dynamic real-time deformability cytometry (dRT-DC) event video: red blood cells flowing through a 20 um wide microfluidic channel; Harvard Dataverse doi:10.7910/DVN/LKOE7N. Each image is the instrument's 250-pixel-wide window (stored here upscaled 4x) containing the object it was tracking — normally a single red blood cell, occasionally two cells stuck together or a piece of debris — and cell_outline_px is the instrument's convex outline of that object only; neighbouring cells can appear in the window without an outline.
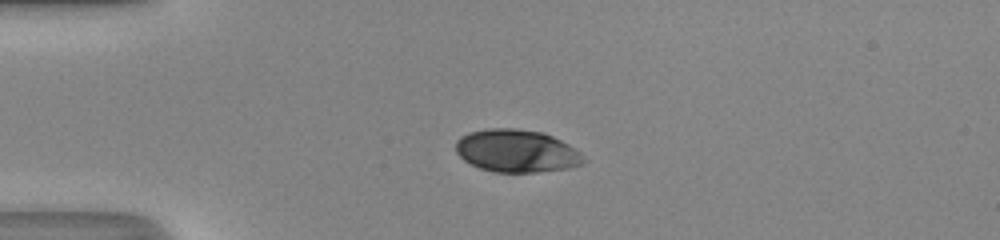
{"species": "human", "species_latin": "Homo sapiens", "temperature_condition": "room temperature", "stored_images_in_passage": 37, "camera_frame_rate_fps": 3000, "um_per_image_px": 0.085, "donor": {"sex": "male"}, "frame": {"image": 1, "passage_image": 1, "time_ms": 0.0, "image_size_px": [1000, 240], "cell_outline_px": [[588, 160], [580, 164], [568, 168], [536, 172], [492, 172], [480, 168], [464, 160], [456, 152], [456, 140], [460, 136], [468, 132], [488, 128], [516, 128], [544, 132], [568, 144], [580, 152]], "centroid_in_image_um": [43.9, 12.82], "position_along_channel_um": 41.1, "area_um2": 31.96}}
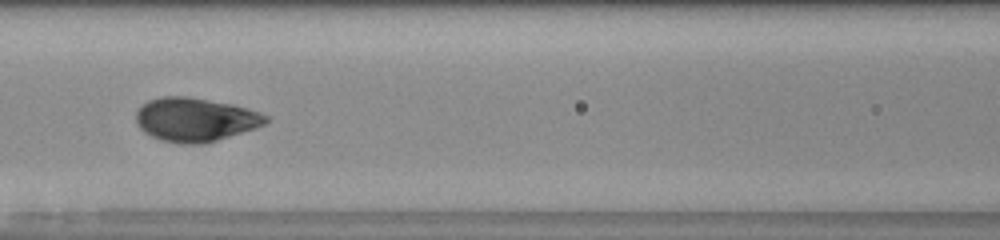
{"frame": {"image": 2, "passage_image": 11, "time_ms": 3.333, "image_size_px": [1000, 240], "cell_outline_px": [[268, 120], [264, 124], [256, 128], [204, 144], [180, 144], [160, 140], [144, 132], [136, 124], [136, 112], [140, 104], [148, 100], [160, 96], [184, 96], [232, 104], [260, 112], [268, 116]], "centroid_in_image_um": [16.56, 10.17], "position_along_channel_um": 150.0, "area_um2": 33.23}}
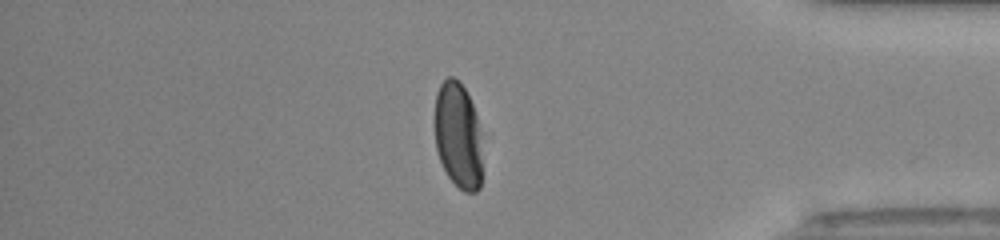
{"frame": {"image": 3, "passage_image": 30, "time_ms": 9.667, "image_size_px": [1000, 240], "cell_outline_px": [[480, 188], [476, 192], [464, 192], [448, 176], [440, 160], [436, 148], [436, 92], [440, 84], [448, 76], [452, 76], [460, 80], [472, 104], [476, 116], [480, 132]], "centroid_in_image_um": [38.93, 11.49], "position_along_channel_um": 396.3, "area_um2": 28.96}, "authors_computed_cell_mechanics": {"area_um2": 32.657, "velocity_mm_per_s": 4.3138, "shape_relaxation_time_tau1_ms": 2.9896, "shape_relaxation_time_tau2_ms": null, "deformation_change_tau1": 0.1472, "deformation_change_tau2": null}}